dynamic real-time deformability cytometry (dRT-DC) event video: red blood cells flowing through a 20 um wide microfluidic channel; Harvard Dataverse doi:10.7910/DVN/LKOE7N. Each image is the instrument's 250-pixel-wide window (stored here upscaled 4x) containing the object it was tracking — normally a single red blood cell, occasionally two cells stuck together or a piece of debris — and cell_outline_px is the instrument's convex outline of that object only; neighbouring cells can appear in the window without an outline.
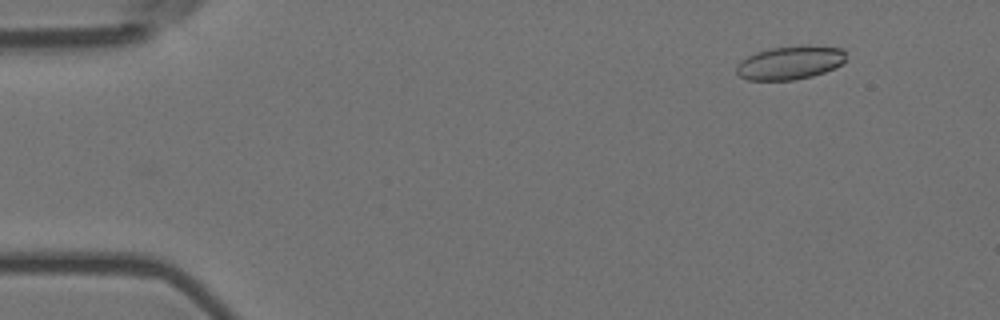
{"species": "Egyptian fruit bat (a non-hibernating species)", "species_latin": "Rousettus aegyptiacus", "temperature_condition": "room temperature", "stored_images_in_passage": 4, "camera_frame_rate_fps": 3000, "um_per_image_px": 0.085, "animal": {"sex": "female"}, "frame": {"image": 1, "passage_image": 1, "time_ms": 0.0, "image_size_px": [1000, 320], "cell_outline_px": [[844, 60], [836, 68], [812, 76], [796, 80], [748, 80], [740, 76], [736, 72], [736, 64], [740, 60], [756, 52], [772, 48], [844, 48]], "centroid_in_image_um": [67.08, 5.39], "position_along_channel_um": 17.9, "area_um2": 20.58}}
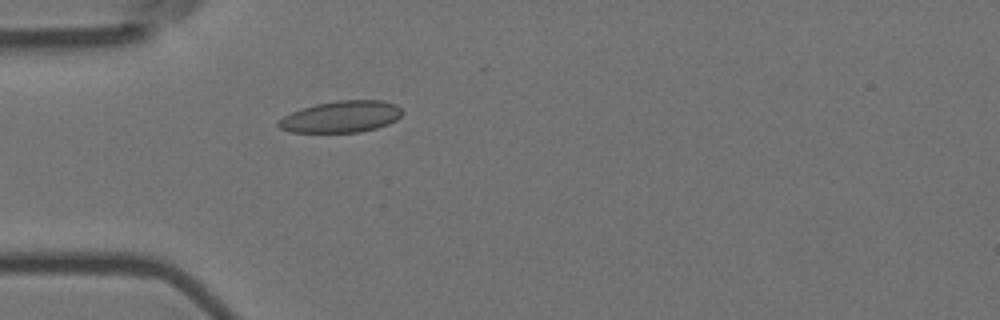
{"frame": {"image": 2, "passage_image": 4, "time_ms": 1.0, "image_size_px": [1000, 320], "cell_outline_px": [[404, 112], [396, 120], [388, 124], [376, 128], [360, 132], [292, 132], [280, 128], [276, 124], [284, 116], [292, 112], [316, 104], [336, 100], [384, 100], [396, 104]], "centroid_in_image_um": [29.04, 9.91], "position_along_channel_um": 56.0, "area_um2": 22.72}}